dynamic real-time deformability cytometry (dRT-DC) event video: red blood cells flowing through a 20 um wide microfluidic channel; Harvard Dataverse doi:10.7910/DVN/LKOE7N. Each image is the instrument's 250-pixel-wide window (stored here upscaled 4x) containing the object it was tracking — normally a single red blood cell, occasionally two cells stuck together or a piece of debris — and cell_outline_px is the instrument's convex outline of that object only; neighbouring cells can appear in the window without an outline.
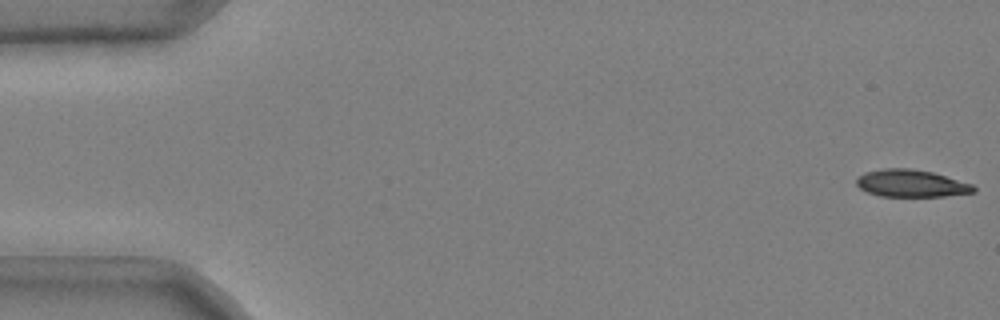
{"species": "common noctule bat (a hibernating species)", "species_latin": "Nyctalus noctula", "temperature_condition": "cold", "stored_images_in_passage": 52, "camera_frame_rate_fps": 3000, "um_per_image_px": 0.085, "animal": {"sex": "male", "body_mass_g": 20.4}, "frame": {"image": 1, "passage_image": 1, "time_ms": 0.0, "image_size_px": [1000, 320], "cell_outline_px": [[976, 192], [944, 196], [880, 196], [868, 192], [860, 188], [856, 184], [856, 180], [864, 172], [884, 168], [912, 168], [932, 172], [972, 184], [976, 188]], "centroid_in_image_um": [77.45, 15.58], "position_along_channel_um": 7.5, "area_um2": 18.55}}
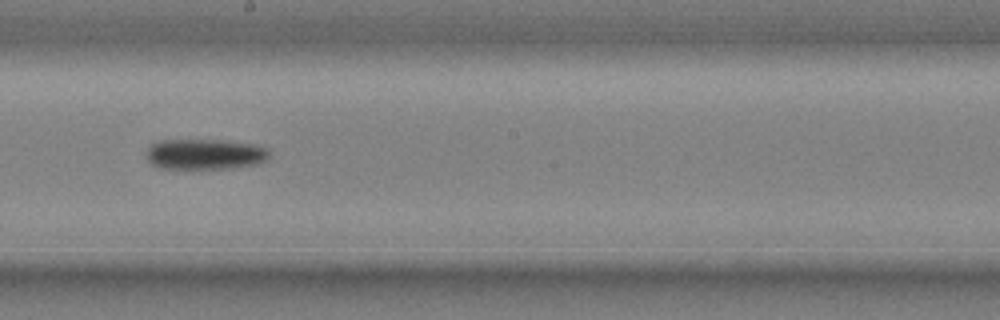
{"frame": {"image": 2, "passage_image": 30, "time_ms": 9.667, "image_size_px": [1000, 320], "cell_outline_px": [[268, 160], [260, 164], [236, 168], [160, 168], [152, 164], [148, 160], [148, 148], [152, 144], [160, 140], [220, 140], [256, 144], [268, 148]], "centroid_in_image_um": [17.49, 13.11], "position_along_channel_um": 230.7, "area_um2": 21.96}}
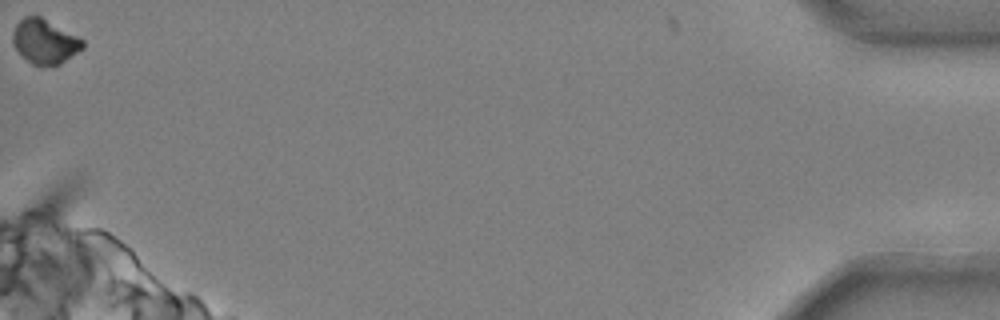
{"frame": {"image": 3, "passage_image": 52, "time_ms": 17.0, "image_size_px": [1000, 320], "cell_outline_px": [[84, 48], [60, 64], [32, 64], [12, 44], [12, 32], [16, 24], [24, 16], [40, 16], [84, 40]], "centroid_in_image_um": [3.8, 3.5], "position_along_channel_um": 431.4, "area_um2": 17.74}, "authors_computed_cell_mechanics": {"area_um2": 20.7502, "velocity_mm_per_s": 3.7179, "shape_relaxation_time_tau1_ms": 2.9701, "shape_relaxation_time_tau2_ms": null, "deformation_change_tau1": 0.1118, "deformation_change_tau2": null}}